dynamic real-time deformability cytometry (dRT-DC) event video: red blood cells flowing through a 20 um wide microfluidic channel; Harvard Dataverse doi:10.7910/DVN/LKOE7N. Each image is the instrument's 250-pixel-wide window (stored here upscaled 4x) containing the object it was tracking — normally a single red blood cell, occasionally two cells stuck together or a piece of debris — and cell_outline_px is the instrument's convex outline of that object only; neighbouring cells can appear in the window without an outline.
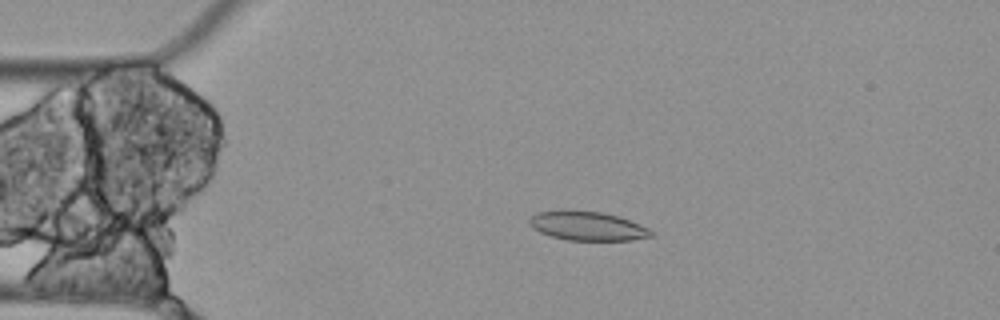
{"species": "Egyptian fruit bat (a non-hibernating species)", "species_latin": "Rousettus aegyptiacus", "temperature_condition": "cold", "stored_images_in_passage": 7, "camera_frame_rate_fps": 3000, "um_per_image_px": 0.085, "animal": {"sex": "female"}, "frame": {"image": 1, "passage_image": 4, "time_ms": 1.0, "image_size_px": [1000, 320], "cell_outline_px": [[656, 232], [652, 236], [632, 240], [568, 240], [552, 236], [540, 232], [532, 228], [528, 224], [528, 220], [536, 212], [604, 212], [620, 216], [640, 224]], "centroid_in_image_um": [49.99, 19.23], "position_along_channel_um": 35.0, "area_um2": 20.23}}
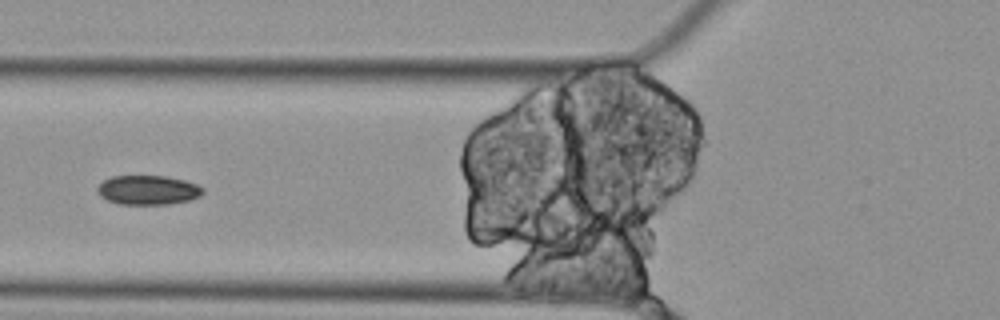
{"frame": {"image": 2, "passage_image": 6, "time_ms": 1.667, "image_size_px": [1000, 320], "cell_outline_px": [[204, 192], [200, 196], [188, 200], [168, 204], [120, 204], [108, 200], [100, 196], [96, 188], [104, 180], [112, 176], [168, 176], [184, 180], [196, 184], [204, 188]], "centroid_in_image_um": [12.58, 16.15], "position_along_channel_um": 113.2, "area_um2": 17.98}}
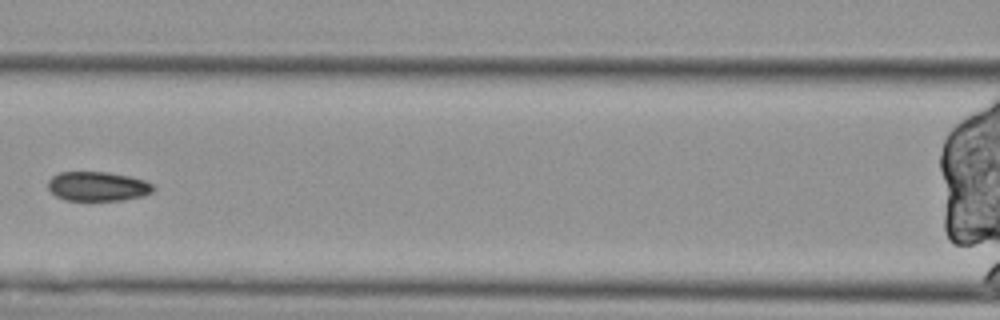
{"frame": {"image": 3, "passage_image": 7, "time_ms": 2.0, "image_size_px": [1000, 320], "cell_outline_px": [[156, 188], [152, 192], [144, 196], [120, 200], [64, 200], [56, 196], [48, 188], [48, 180], [52, 176], [60, 172], [108, 172], [128, 176], [144, 180], [152, 184]], "centroid_in_image_um": [8.3, 15.84], "position_along_channel_um": 158.3, "area_um2": 18.03}}